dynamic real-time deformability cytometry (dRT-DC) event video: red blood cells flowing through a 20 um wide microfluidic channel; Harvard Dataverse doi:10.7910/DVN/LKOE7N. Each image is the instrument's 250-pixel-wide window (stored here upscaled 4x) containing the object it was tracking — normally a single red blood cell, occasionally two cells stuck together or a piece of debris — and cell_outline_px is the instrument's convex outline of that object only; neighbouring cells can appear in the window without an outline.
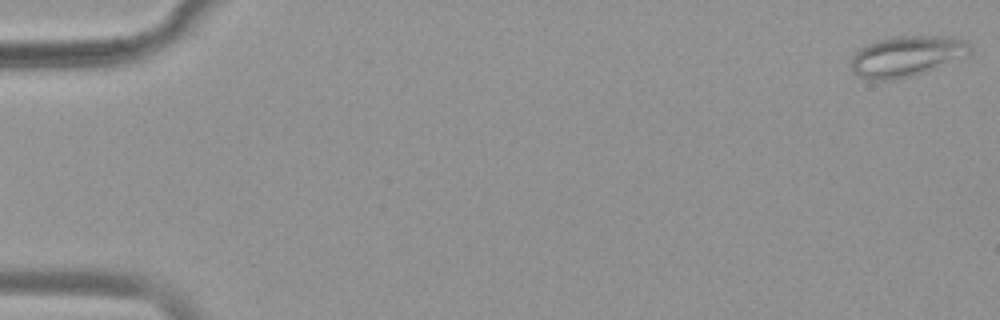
{"species": "common noctule bat (a hibernating species)", "species_latin": "Nyctalus noctula", "temperature_condition": "warm", "stored_images_in_passage": 54, "camera_frame_rate_fps": 3000, "um_per_image_px": 0.085, "animal": {"sex": "female", "body_mass_g": 19.9}, "frame": {"image": 1, "passage_image": 1, "time_ms": 0.0, "image_size_px": [1000, 320], "cell_outline_px": [[972, 48], [968, 52], [924, 72], [912, 76], [884, 80], [872, 80], [856, 76], [852, 72], [852, 56], [864, 44], [876, 40], [896, 36], [952, 36], [968, 40]], "centroid_in_image_um": [76.99, 4.75], "position_along_channel_um": 8.0, "area_um2": 27.74}}
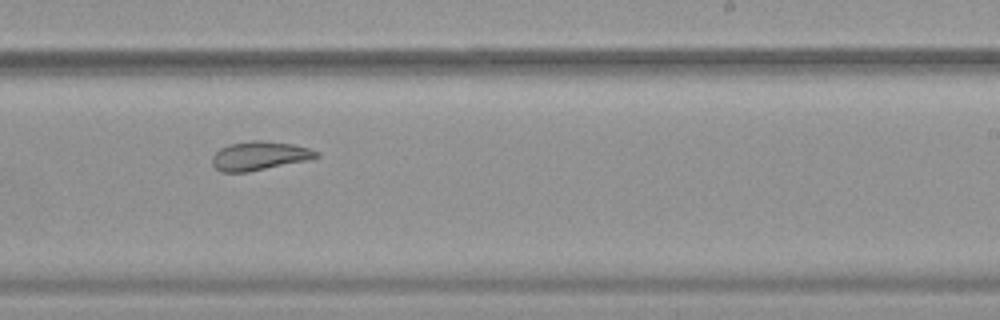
{"frame": {"image": 2, "passage_image": 34, "time_ms": 11.0, "image_size_px": [1000, 320], "cell_outline_px": [[320, 156], [308, 160], [248, 172], [220, 172], [212, 164], [212, 156], [220, 148], [228, 144], [252, 140], [264, 140], [292, 144], [308, 148], [320, 152]], "centroid_in_image_um": [22.05, 13.24], "position_along_channel_um": 267.0, "area_um2": 17.57}}
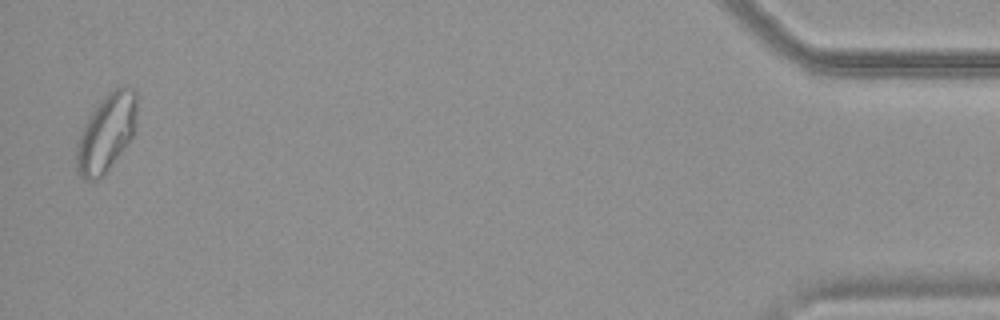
{"frame": {"image": 3, "passage_image": 53, "time_ms": 17.333, "image_size_px": [1000, 320], "cell_outline_px": [[136, 128], [132, 136], [104, 176], [96, 180], [88, 180], [80, 176], [76, 172], [76, 144], [84, 124], [92, 112], [104, 96], [116, 88], [132, 88], [136, 92]], "centroid_in_image_um": [9.02, 11.34], "position_along_channel_um": 426.2, "area_um2": 27.05}, "authors_computed_cell_mechanics": {"area_um2": 23.0622, "velocity_mm_per_s": 3.8034, "shape_relaxation_time_tau1_ms": null, "shape_relaxation_time_tau2_ms": 2.1581, "deformation_change_tau1": null, "deformation_change_tau2": 0.0966}}